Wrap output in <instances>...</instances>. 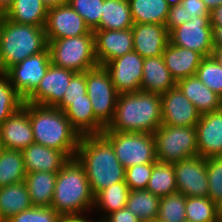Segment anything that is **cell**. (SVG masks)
Returning <instances> with one entry per match:
<instances>
[{"mask_svg":"<svg viewBox=\"0 0 222 222\" xmlns=\"http://www.w3.org/2000/svg\"><path fill=\"white\" fill-rule=\"evenodd\" d=\"M75 157L85 169L94 197L112 184L125 182V168L101 134L81 136Z\"/></svg>","mask_w":222,"mask_h":222,"instance_id":"1","label":"cell"},{"mask_svg":"<svg viewBox=\"0 0 222 222\" xmlns=\"http://www.w3.org/2000/svg\"><path fill=\"white\" fill-rule=\"evenodd\" d=\"M161 125V96L138 90L118 95L113 119L104 131L154 133Z\"/></svg>","mask_w":222,"mask_h":222,"instance_id":"2","label":"cell"},{"mask_svg":"<svg viewBox=\"0 0 222 222\" xmlns=\"http://www.w3.org/2000/svg\"><path fill=\"white\" fill-rule=\"evenodd\" d=\"M28 115L35 143L75 157L81 136L62 110L28 103Z\"/></svg>","mask_w":222,"mask_h":222,"instance_id":"3","label":"cell"},{"mask_svg":"<svg viewBox=\"0 0 222 222\" xmlns=\"http://www.w3.org/2000/svg\"><path fill=\"white\" fill-rule=\"evenodd\" d=\"M51 207L61 216L83 215L94 207L85 169L76 157L70 158L57 173Z\"/></svg>","mask_w":222,"mask_h":222,"instance_id":"4","label":"cell"},{"mask_svg":"<svg viewBox=\"0 0 222 222\" xmlns=\"http://www.w3.org/2000/svg\"><path fill=\"white\" fill-rule=\"evenodd\" d=\"M47 47L44 27L19 24L0 16V56L4 73Z\"/></svg>","mask_w":222,"mask_h":222,"instance_id":"5","label":"cell"},{"mask_svg":"<svg viewBox=\"0 0 222 222\" xmlns=\"http://www.w3.org/2000/svg\"><path fill=\"white\" fill-rule=\"evenodd\" d=\"M47 42L51 63L58 67L82 73L98 66L94 32Z\"/></svg>","mask_w":222,"mask_h":222,"instance_id":"6","label":"cell"},{"mask_svg":"<svg viewBox=\"0 0 222 222\" xmlns=\"http://www.w3.org/2000/svg\"><path fill=\"white\" fill-rule=\"evenodd\" d=\"M101 135L111 144L120 164L125 169L157 161L153 133L103 131Z\"/></svg>","mask_w":222,"mask_h":222,"instance_id":"7","label":"cell"},{"mask_svg":"<svg viewBox=\"0 0 222 222\" xmlns=\"http://www.w3.org/2000/svg\"><path fill=\"white\" fill-rule=\"evenodd\" d=\"M153 134L157 161L174 164L182 159L198 155L195 127L162 124Z\"/></svg>","mask_w":222,"mask_h":222,"instance_id":"8","label":"cell"},{"mask_svg":"<svg viewBox=\"0 0 222 222\" xmlns=\"http://www.w3.org/2000/svg\"><path fill=\"white\" fill-rule=\"evenodd\" d=\"M86 89L95 117L107 127L113 119L119 94L104 66L86 71Z\"/></svg>","mask_w":222,"mask_h":222,"instance_id":"9","label":"cell"},{"mask_svg":"<svg viewBox=\"0 0 222 222\" xmlns=\"http://www.w3.org/2000/svg\"><path fill=\"white\" fill-rule=\"evenodd\" d=\"M51 64L48 47L10 67L7 74L15 91L25 101L38 87Z\"/></svg>","mask_w":222,"mask_h":222,"instance_id":"10","label":"cell"},{"mask_svg":"<svg viewBox=\"0 0 222 222\" xmlns=\"http://www.w3.org/2000/svg\"><path fill=\"white\" fill-rule=\"evenodd\" d=\"M169 38L171 44L196 51L203 57L212 55L214 44L210 17H192L175 27Z\"/></svg>","mask_w":222,"mask_h":222,"instance_id":"11","label":"cell"},{"mask_svg":"<svg viewBox=\"0 0 222 222\" xmlns=\"http://www.w3.org/2000/svg\"><path fill=\"white\" fill-rule=\"evenodd\" d=\"M177 192L186 197H208L206 158L191 156L173 164Z\"/></svg>","mask_w":222,"mask_h":222,"instance_id":"12","label":"cell"},{"mask_svg":"<svg viewBox=\"0 0 222 222\" xmlns=\"http://www.w3.org/2000/svg\"><path fill=\"white\" fill-rule=\"evenodd\" d=\"M144 58L132 51L117 57L103 66L108 71L118 94L140 90Z\"/></svg>","mask_w":222,"mask_h":222,"instance_id":"13","label":"cell"},{"mask_svg":"<svg viewBox=\"0 0 222 222\" xmlns=\"http://www.w3.org/2000/svg\"><path fill=\"white\" fill-rule=\"evenodd\" d=\"M44 28L47 41L82 36L93 32L68 3L48 9Z\"/></svg>","mask_w":222,"mask_h":222,"instance_id":"14","label":"cell"},{"mask_svg":"<svg viewBox=\"0 0 222 222\" xmlns=\"http://www.w3.org/2000/svg\"><path fill=\"white\" fill-rule=\"evenodd\" d=\"M76 72L50 64L37 89L24 101L34 105L56 107Z\"/></svg>","mask_w":222,"mask_h":222,"instance_id":"15","label":"cell"},{"mask_svg":"<svg viewBox=\"0 0 222 222\" xmlns=\"http://www.w3.org/2000/svg\"><path fill=\"white\" fill-rule=\"evenodd\" d=\"M162 124L195 127L201 113L176 86L161 94Z\"/></svg>","mask_w":222,"mask_h":222,"instance_id":"16","label":"cell"},{"mask_svg":"<svg viewBox=\"0 0 222 222\" xmlns=\"http://www.w3.org/2000/svg\"><path fill=\"white\" fill-rule=\"evenodd\" d=\"M0 140L5 149L18 151L35 143L27 102L0 125Z\"/></svg>","mask_w":222,"mask_h":222,"instance_id":"17","label":"cell"},{"mask_svg":"<svg viewBox=\"0 0 222 222\" xmlns=\"http://www.w3.org/2000/svg\"><path fill=\"white\" fill-rule=\"evenodd\" d=\"M131 30L133 50L143 58L161 57L170 42L165 25L134 23Z\"/></svg>","mask_w":222,"mask_h":222,"instance_id":"18","label":"cell"},{"mask_svg":"<svg viewBox=\"0 0 222 222\" xmlns=\"http://www.w3.org/2000/svg\"><path fill=\"white\" fill-rule=\"evenodd\" d=\"M95 38V56L98 65L130 53L133 50L132 30H93Z\"/></svg>","mask_w":222,"mask_h":222,"instance_id":"19","label":"cell"},{"mask_svg":"<svg viewBox=\"0 0 222 222\" xmlns=\"http://www.w3.org/2000/svg\"><path fill=\"white\" fill-rule=\"evenodd\" d=\"M195 128L198 155L204 158L222 156V108L201 114Z\"/></svg>","mask_w":222,"mask_h":222,"instance_id":"20","label":"cell"},{"mask_svg":"<svg viewBox=\"0 0 222 222\" xmlns=\"http://www.w3.org/2000/svg\"><path fill=\"white\" fill-rule=\"evenodd\" d=\"M56 108L62 110L72 127L80 134L99 135L106 128L96 117L91 100L86 94L85 99L62 100Z\"/></svg>","mask_w":222,"mask_h":222,"instance_id":"21","label":"cell"},{"mask_svg":"<svg viewBox=\"0 0 222 222\" xmlns=\"http://www.w3.org/2000/svg\"><path fill=\"white\" fill-rule=\"evenodd\" d=\"M26 173L34 171L58 173L70 159L64 152L32 143L22 151Z\"/></svg>","mask_w":222,"mask_h":222,"instance_id":"22","label":"cell"},{"mask_svg":"<svg viewBox=\"0 0 222 222\" xmlns=\"http://www.w3.org/2000/svg\"><path fill=\"white\" fill-rule=\"evenodd\" d=\"M162 56L166 67L176 82L195 75L203 58V56L196 51L176 46L170 42Z\"/></svg>","mask_w":222,"mask_h":222,"instance_id":"23","label":"cell"},{"mask_svg":"<svg viewBox=\"0 0 222 222\" xmlns=\"http://www.w3.org/2000/svg\"><path fill=\"white\" fill-rule=\"evenodd\" d=\"M176 84L163 56L144 58L140 90L161 95L176 87Z\"/></svg>","mask_w":222,"mask_h":222,"instance_id":"24","label":"cell"},{"mask_svg":"<svg viewBox=\"0 0 222 222\" xmlns=\"http://www.w3.org/2000/svg\"><path fill=\"white\" fill-rule=\"evenodd\" d=\"M176 86L201 114L222 108V98L203 84L196 75L177 81Z\"/></svg>","mask_w":222,"mask_h":222,"instance_id":"25","label":"cell"},{"mask_svg":"<svg viewBox=\"0 0 222 222\" xmlns=\"http://www.w3.org/2000/svg\"><path fill=\"white\" fill-rule=\"evenodd\" d=\"M33 207L25 182L0 187V222Z\"/></svg>","mask_w":222,"mask_h":222,"instance_id":"26","label":"cell"},{"mask_svg":"<svg viewBox=\"0 0 222 222\" xmlns=\"http://www.w3.org/2000/svg\"><path fill=\"white\" fill-rule=\"evenodd\" d=\"M57 173L34 171L27 173L25 184L33 206L51 207Z\"/></svg>","mask_w":222,"mask_h":222,"instance_id":"27","label":"cell"},{"mask_svg":"<svg viewBox=\"0 0 222 222\" xmlns=\"http://www.w3.org/2000/svg\"><path fill=\"white\" fill-rule=\"evenodd\" d=\"M133 24L128 0H104L100 24L94 30H124Z\"/></svg>","mask_w":222,"mask_h":222,"instance_id":"28","label":"cell"},{"mask_svg":"<svg viewBox=\"0 0 222 222\" xmlns=\"http://www.w3.org/2000/svg\"><path fill=\"white\" fill-rule=\"evenodd\" d=\"M47 13L48 8L42 0H14L4 16L19 24L44 27Z\"/></svg>","mask_w":222,"mask_h":222,"instance_id":"29","label":"cell"},{"mask_svg":"<svg viewBox=\"0 0 222 222\" xmlns=\"http://www.w3.org/2000/svg\"><path fill=\"white\" fill-rule=\"evenodd\" d=\"M133 23L165 25L169 6L165 0H128Z\"/></svg>","mask_w":222,"mask_h":222,"instance_id":"30","label":"cell"},{"mask_svg":"<svg viewBox=\"0 0 222 222\" xmlns=\"http://www.w3.org/2000/svg\"><path fill=\"white\" fill-rule=\"evenodd\" d=\"M160 199L146 189L130 190L126 208L142 222H151L158 218Z\"/></svg>","mask_w":222,"mask_h":222,"instance_id":"31","label":"cell"},{"mask_svg":"<svg viewBox=\"0 0 222 222\" xmlns=\"http://www.w3.org/2000/svg\"><path fill=\"white\" fill-rule=\"evenodd\" d=\"M26 174L22 152L4 148L0 154V187L23 182Z\"/></svg>","mask_w":222,"mask_h":222,"instance_id":"32","label":"cell"},{"mask_svg":"<svg viewBox=\"0 0 222 222\" xmlns=\"http://www.w3.org/2000/svg\"><path fill=\"white\" fill-rule=\"evenodd\" d=\"M129 191V186L125 182H118L112 184L106 189L101 190L94 197L93 207L97 208L98 210L100 209L101 211H103L102 214H105V216L103 218H100L99 220H103L112 212L125 208Z\"/></svg>","mask_w":222,"mask_h":222,"instance_id":"33","label":"cell"},{"mask_svg":"<svg viewBox=\"0 0 222 222\" xmlns=\"http://www.w3.org/2000/svg\"><path fill=\"white\" fill-rule=\"evenodd\" d=\"M146 190L158 197L177 192V183L172 163L156 161Z\"/></svg>","mask_w":222,"mask_h":222,"instance_id":"34","label":"cell"},{"mask_svg":"<svg viewBox=\"0 0 222 222\" xmlns=\"http://www.w3.org/2000/svg\"><path fill=\"white\" fill-rule=\"evenodd\" d=\"M186 221L215 222L219 218V207L208 197H187Z\"/></svg>","mask_w":222,"mask_h":222,"instance_id":"35","label":"cell"},{"mask_svg":"<svg viewBox=\"0 0 222 222\" xmlns=\"http://www.w3.org/2000/svg\"><path fill=\"white\" fill-rule=\"evenodd\" d=\"M186 198L180 192L161 197L157 219L161 222H185Z\"/></svg>","mask_w":222,"mask_h":222,"instance_id":"36","label":"cell"},{"mask_svg":"<svg viewBox=\"0 0 222 222\" xmlns=\"http://www.w3.org/2000/svg\"><path fill=\"white\" fill-rule=\"evenodd\" d=\"M24 100L11 85L6 73H0V125L23 106Z\"/></svg>","mask_w":222,"mask_h":222,"instance_id":"37","label":"cell"},{"mask_svg":"<svg viewBox=\"0 0 222 222\" xmlns=\"http://www.w3.org/2000/svg\"><path fill=\"white\" fill-rule=\"evenodd\" d=\"M196 77L210 90L222 98V64L212 56L203 57L196 71Z\"/></svg>","mask_w":222,"mask_h":222,"instance_id":"38","label":"cell"},{"mask_svg":"<svg viewBox=\"0 0 222 222\" xmlns=\"http://www.w3.org/2000/svg\"><path fill=\"white\" fill-rule=\"evenodd\" d=\"M206 171L208 198L219 207L222 204V156L206 158Z\"/></svg>","mask_w":222,"mask_h":222,"instance_id":"39","label":"cell"},{"mask_svg":"<svg viewBox=\"0 0 222 222\" xmlns=\"http://www.w3.org/2000/svg\"><path fill=\"white\" fill-rule=\"evenodd\" d=\"M104 0H68V4L85 20L93 31L99 24L102 16Z\"/></svg>","mask_w":222,"mask_h":222,"instance_id":"40","label":"cell"},{"mask_svg":"<svg viewBox=\"0 0 222 222\" xmlns=\"http://www.w3.org/2000/svg\"><path fill=\"white\" fill-rule=\"evenodd\" d=\"M60 217L53 207L33 206L12 216L6 222H59Z\"/></svg>","mask_w":222,"mask_h":222,"instance_id":"41","label":"cell"},{"mask_svg":"<svg viewBox=\"0 0 222 222\" xmlns=\"http://www.w3.org/2000/svg\"><path fill=\"white\" fill-rule=\"evenodd\" d=\"M154 163L139 164L125 169V183L130 190L146 189Z\"/></svg>","mask_w":222,"mask_h":222,"instance_id":"42","label":"cell"},{"mask_svg":"<svg viewBox=\"0 0 222 222\" xmlns=\"http://www.w3.org/2000/svg\"><path fill=\"white\" fill-rule=\"evenodd\" d=\"M86 94V72L76 73L72 77L62 100L85 99Z\"/></svg>","mask_w":222,"mask_h":222,"instance_id":"43","label":"cell"},{"mask_svg":"<svg viewBox=\"0 0 222 222\" xmlns=\"http://www.w3.org/2000/svg\"><path fill=\"white\" fill-rule=\"evenodd\" d=\"M189 20L190 19H187V13L184 6H182V4H178L176 6L169 7L165 27L170 33L175 27H178Z\"/></svg>","mask_w":222,"mask_h":222,"instance_id":"44","label":"cell"},{"mask_svg":"<svg viewBox=\"0 0 222 222\" xmlns=\"http://www.w3.org/2000/svg\"><path fill=\"white\" fill-rule=\"evenodd\" d=\"M181 4L185 8L187 19H191L195 16L210 17V11L203 0H181Z\"/></svg>","mask_w":222,"mask_h":222,"instance_id":"45","label":"cell"},{"mask_svg":"<svg viewBox=\"0 0 222 222\" xmlns=\"http://www.w3.org/2000/svg\"><path fill=\"white\" fill-rule=\"evenodd\" d=\"M103 221L104 222H142L140 218L134 215L126 207L107 215L103 219Z\"/></svg>","mask_w":222,"mask_h":222,"instance_id":"46","label":"cell"},{"mask_svg":"<svg viewBox=\"0 0 222 222\" xmlns=\"http://www.w3.org/2000/svg\"><path fill=\"white\" fill-rule=\"evenodd\" d=\"M211 26H222V5L210 11Z\"/></svg>","mask_w":222,"mask_h":222,"instance_id":"47","label":"cell"},{"mask_svg":"<svg viewBox=\"0 0 222 222\" xmlns=\"http://www.w3.org/2000/svg\"><path fill=\"white\" fill-rule=\"evenodd\" d=\"M59 222H90L84 215L61 216Z\"/></svg>","mask_w":222,"mask_h":222,"instance_id":"48","label":"cell"},{"mask_svg":"<svg viewBox=\"0 0 222 222\" xmlns=\"http://www.w3.org/2000/svg\"><path fill=\"white\" fill-rule=\"evenodd\" d=\"M213 44L222 45V26H212Z\"/></svg>","mask_w":222,"mask_h":222,"instance_id":"49","label":"cell"},{"mask_svg":"<svg viewBox=\"0 0 222 222\" xmlns=\"http://www.w3.org/2000/svg\"><path fill=\"white\" fill-rule=\"evenodd\" d=\"M14 0H0V16L5 15L11 8Z\"/></svg>","mask_w":222,"mask_h":222,"instance_id":"50","label":"cell"},{"mask_svg":"<svg viewBox=\"0 0 222 222\" xmlns=\"http://www.w3.org/2000/svg\"><path fill=\"white\" fill-rule=\"evenodd\" d=\"M211 56L222 64V45H214Z\"/></svg>","mask_w":222,"mask_h":222,"instance_id":"51","label":"cell"},{"mask_svg":"<svg viewBox=\"0 0 222 222\" xmlns=\"http://www.w3.org/2000/svg\"><path fill=\"white\" fill-rule=\"evenodd\" d=\"M42 2L49 9L58 5L66 4L68 0H42Z\"/></svg>","mask_w":222,"mask_h":222,"instance_id":"52","label":"cell"},{"mask_svg":"<svg viewBox=\"0 0 222 222\" xmlns=\"http://www.w3.org/2000/svg\"><path fill=\"white\" fill-rule=\"evenodd\" d=\"M203 2L209 11H212L214 8L222 5V0H203Z\"/></svg>","mask_w":222,"mask_h":222,"instance_id":"53","label":"cell"},{"mask_svg":"<svg viewBox=\"0 0 222 222\" xmlns=\"http://www.w3.org/2000/svg\"><path fill=\"white\" fill-rule=\"evenodd\" d=\"M169 7L176 6L178 4H181V0H165Z\"/></svg>","mask_w":222,"mask_h":222,"instance_id":"54","label":"cell"},{"mask_svg":"<svg viewBox=\"0 0 222 222\" xmlns=\"http://www.w3.org/2000/svg\"><path fill=\"white\" fill-rule=\"evenodd\" d=\"M0 73H4V69L2 66L1 56H0Z\"/></svg>","mask_w":222,"mask_h":222,"instance_id":"55","label":"cell"},{"mask_svg":"<svg viewBox=\"0 0 222 222\" xmlns=\"http://www.w3.org/2000/svg\"><path fill=\"white\" fill-rule=\"evenodd\" d=\"M219 218H222V204L219 206Z\"/></svg>","mask_w":222,"mask_h":222,"instance_id":"56","label":"cell"},{"mask_svg":"<svg viewBox=\"0 0 222 222\" xmlns=\"http://www.w3.org/2000/svg\"><path fill=\"white\" fill-rule=\"evenodd\" d=\"M3 149H4V147H3V144H2V142H1V140H0V154H1V152L3 151Z\"/></svg>","mask_w":222,"mask_h":222,"instance_id":"57","label":"cell"},{"mask_svg":"<svg viewBox=\"0 0 222 222\" xmlns=\"http://www.w3.org/2000/svg\"><path fill=\"white\" fill-rule=\"evenodd\" d=\"M215 222H222V218H218Z\"/></svg>","mask_w":222,"mask_h":222,"instance_id":"58","label":"cell"},{"mask_svg":"<svg viewBox=\"0 0 222 222\" xmlns=\"http://www.w3.org/2000/svg\"><path fill=\"white\" fill-rule=\"evenodd\" d=\"M90 222H94V220L92 221V219L90 220ZM96 222V221H95ZM97 222H104L103 220H99Z\"/></svg>","mask_w":222,"mask_h":222,"instance_id":"59","label":"cell"},{"mask_svg":"<svg viewBox=\"0 0 222 222\" xmlns=\"http://www.w3.org/2000/svg\"><path fill=\"white\" fill-rule=\"evenodd\" d=\"M151 222H161V221H159L158 219H156V220H153V221H151Z\"/></svg>","mask_w":222,"mask_h":222,"instance_id":"60","label":"cell"}]
</instances>
